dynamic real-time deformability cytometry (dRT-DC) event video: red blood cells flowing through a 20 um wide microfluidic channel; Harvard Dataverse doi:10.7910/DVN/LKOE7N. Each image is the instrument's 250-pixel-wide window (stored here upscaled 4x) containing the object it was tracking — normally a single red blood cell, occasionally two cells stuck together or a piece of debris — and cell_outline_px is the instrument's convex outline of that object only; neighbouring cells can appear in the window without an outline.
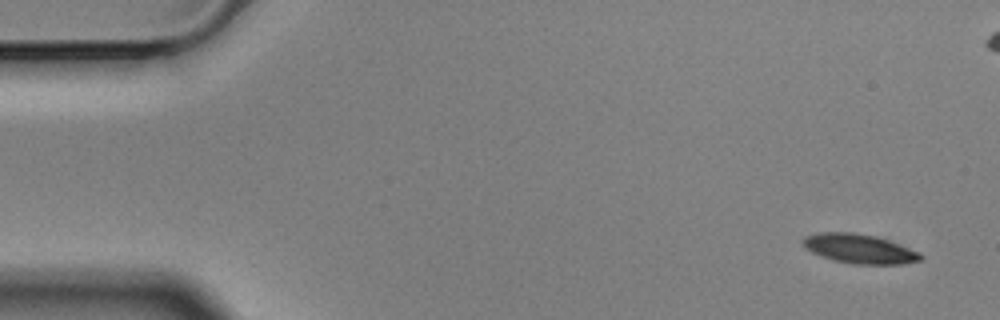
{"species": "Egyptian fruit bat (a non-hibernating species)", "species_latin": "Rousettus aegyptiacus", "temperature_condition": "cold", "stored_images_in_passage": 5, "camera_frame_rate_fps": 3000, "um_per_image_px": 0.085, "animal": {"sex": "male"}, "frame": {"image": 1, "passage_image": 1, "time_ms": 0.0, "image_size_px": [1000, 320], "cell_outline_px": [[924, 256], [920, 260], [900, 264], [852, 264], [836, 260], [812, 252], [804, 248], [800, 240], [804, 236], [820, 232], [852, 232], [876, 236], [888, 240], [920, 252]], "centroid_in_image_um": [73.02, 21.13], "position_along_channel_um": 12.0, "area_um2": 20.06}}